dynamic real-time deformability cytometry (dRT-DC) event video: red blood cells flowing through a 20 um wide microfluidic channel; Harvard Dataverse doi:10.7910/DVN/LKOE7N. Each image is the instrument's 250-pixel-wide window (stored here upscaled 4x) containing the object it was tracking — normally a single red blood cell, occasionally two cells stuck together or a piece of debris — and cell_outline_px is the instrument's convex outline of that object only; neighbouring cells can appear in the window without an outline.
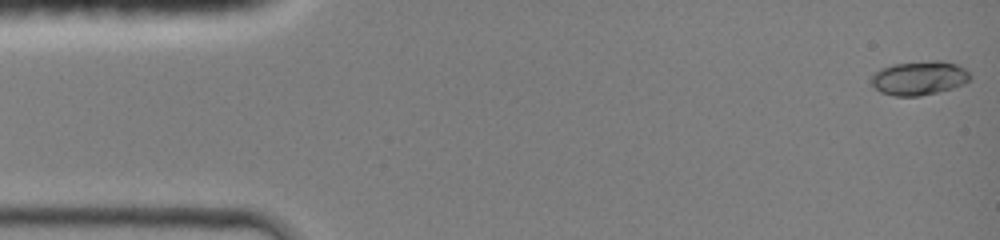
{"species": "common noctule bat (a hibernating species)", "species_latin": "Nyctalus noctula", "temperature_condition": "room temperature", "stored_images_in_passage": 44, "camera_frame_rate_fps": 3000, "um_per_image_px": 0.085, "animal": {"sex": "female", "body_mass_g": 19.0, "forearm_length_mm": 51.5}, "frame": {"image": 1, "passage_image": 1, "time_ms": 0.0, "image_size_px": [1000, 240], "cell_outline_px": [[972, 76], [964, 84], [952, 88], [920, 96], [896, 96], [880, 92], [872, 84], [872, 76], [880, 68], [892, 64], [936, 60], [956, 64], [964, 68]], "centroid_in_image_um": [78.13, 6.63], "position_along_channel_um": 6.9, "area_um2": 19.42}}
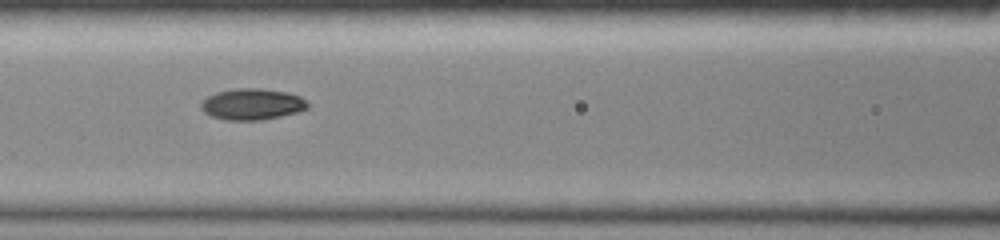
{"frame": {"image": 2, "passage_image": 19, "time_ms": 6.0, "image_size_px": [1000, 240], "cell_outline_px": [[312, 104], [308, 108], [296, 112], [280, 116], [260, 120], [224, 120], [212, 116], [204, 112], [200, 108], [200, 104], [208, 96], [216, 92], [236, 88], [260, 88], [284, 92], [300, 96]], "centroid_in_image_um": [21.43, 8.85], "position_along_channel_um": 145.2, "area_um2": 19.42}}
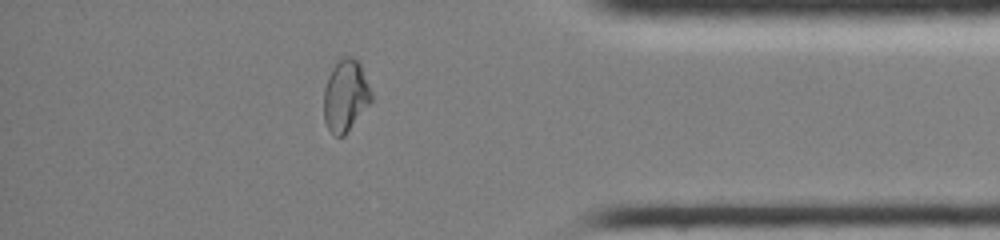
{"frame": {"image": 3, "passage_image": 38, "time_ms": 12.333, "image_size_px": [1000, 240], "cell_outline_px": [[372, 100], [344, 136], [336, 136], [328, 128], [324, 120], [324, 88], [328, 76], [332, 68], [344, 56], [352, 56], [360, 64], [372, 92]], "centroid_in_image_um": [29.37, 8.13], "position_along_channel_um": 405.8, "area_um2": 19.65}, "authors_computed_cell_mechanics": {"area_um2": 18.785, "velocity_mm_per_s": 4.3475, "shape_relaxation_time_tau1_ms": 6.9538, "shape_relaxation_time_tau2_ms": 3.5941, "deformation_change_tau1": 0.2339, "deformation_change_tau2": 0.0423}}